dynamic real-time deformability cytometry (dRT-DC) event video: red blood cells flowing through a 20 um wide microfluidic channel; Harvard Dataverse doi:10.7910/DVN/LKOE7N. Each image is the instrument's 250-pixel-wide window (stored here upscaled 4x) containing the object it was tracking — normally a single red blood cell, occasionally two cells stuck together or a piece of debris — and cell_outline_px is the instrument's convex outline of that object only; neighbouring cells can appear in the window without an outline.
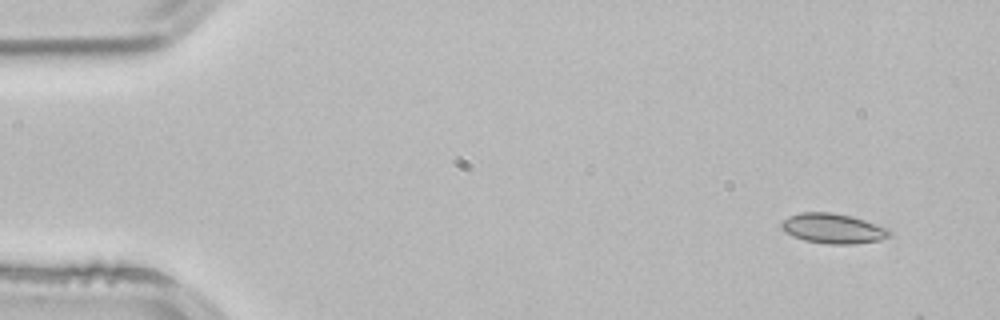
{"species": "common noctule bat (a hibernating species)", "species_latin": "Nyctalus noctula", "temperature_condition": "room temperature", "stored_images_in_passage": 2, "camera_frame_rate_fps": 3000, "um_per_image_px": 0.085, "animal": {"sex": "male", "body_mass_g": 21.5, "forearm_length_mm": 52.0}, "frame": {"image": 1, "passage_image": 1, "time_ms": 0.0, "image_size_px": [1000, 320], "cell_outline_px": [[892, 236], [880, 240], [852, 244], [828, 244], [804, 240], [792, 236], [780, 228], [780, 220], [788, 216], [800, 212], [832, 212], [852, 216], [888, 228], [892, 232]], "centroid_in_image_um": [70.78, 19.41], "position_along_channel_um": 14.2, "area_um2": 19.13}}